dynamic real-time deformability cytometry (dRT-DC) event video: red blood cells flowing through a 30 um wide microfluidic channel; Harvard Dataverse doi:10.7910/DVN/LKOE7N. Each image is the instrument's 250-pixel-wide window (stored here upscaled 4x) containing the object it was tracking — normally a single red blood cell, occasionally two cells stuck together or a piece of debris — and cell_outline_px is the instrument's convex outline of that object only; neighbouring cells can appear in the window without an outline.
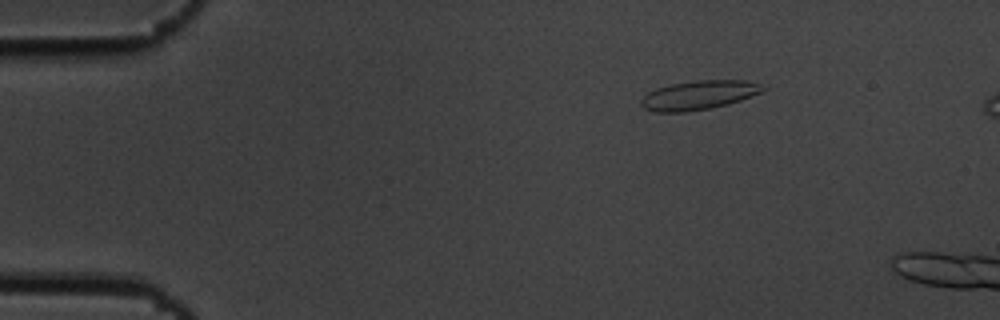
{"species": "common noctule bat (a hibernating species)", "species_latin": "Nyctalus noctula", "temperature_condition": "cold", "stored_images_in_passage": 6, "camera_frame_rate_fps": 3000, "um_per_image_px": 0.085, "animal": {"sex": "male", "body_mass_g": 19.5, "forearm_length_mm": 54.6}, "frame": {"image": 1, "passage_image": 2, "time_ms": 0.333, "image_size_px": [1000, 320], "cell_outline_px": [[768, 88], [760, 92], [740, 100], [728, 104], [708, 108], [684, 112], [656, 112], [644, 108], [640, 104], [640, 100], [648, 92], [656, 88], [672, 84], [696, 80], [744, 80], [760, 84]], "centroid_in_image_um": [59.37, 8.08], "position_along_channel_um": 25.6, "area_um2": 20.46}}